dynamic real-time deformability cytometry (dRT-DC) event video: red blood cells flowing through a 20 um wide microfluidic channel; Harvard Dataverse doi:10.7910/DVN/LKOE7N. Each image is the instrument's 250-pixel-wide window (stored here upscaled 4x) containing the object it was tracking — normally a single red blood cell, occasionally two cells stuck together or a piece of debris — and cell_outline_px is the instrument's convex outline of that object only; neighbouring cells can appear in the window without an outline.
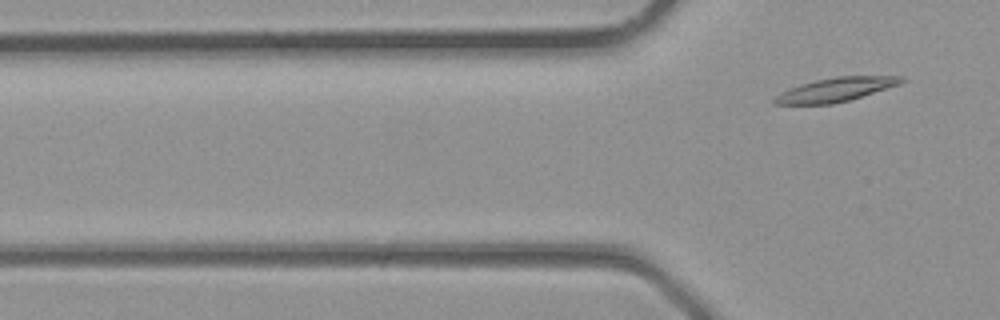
{"species": "common noctule bat (a hibernating species)", "species_latin": "Nyctalus noctula", "temperature_condition": "room temperature", "stored_images_in_passage": 5, "camera_frame_rate_fps": 3000, "um_per_image_px": 0.085, "animal": {"sex": "male", "body_mass_g": 23.1, "forearm_length_mm": 52.7}, "frame": {"image": 1, "passage_image": 5, "time_ms": 1.333, "image_size_px": [1000, 320], "cell_outline_px": [[904, 80], [900, 84], [848, 100], [832, 104], [772, 104], [772, 100], [780, 92], [800, 84], [816, 80], [836, 76], [904, 76]], "centroid_in_image_um": [71.0, 7.61], "position_along_channel_um": 54.8, "area_um2": 17.46}}